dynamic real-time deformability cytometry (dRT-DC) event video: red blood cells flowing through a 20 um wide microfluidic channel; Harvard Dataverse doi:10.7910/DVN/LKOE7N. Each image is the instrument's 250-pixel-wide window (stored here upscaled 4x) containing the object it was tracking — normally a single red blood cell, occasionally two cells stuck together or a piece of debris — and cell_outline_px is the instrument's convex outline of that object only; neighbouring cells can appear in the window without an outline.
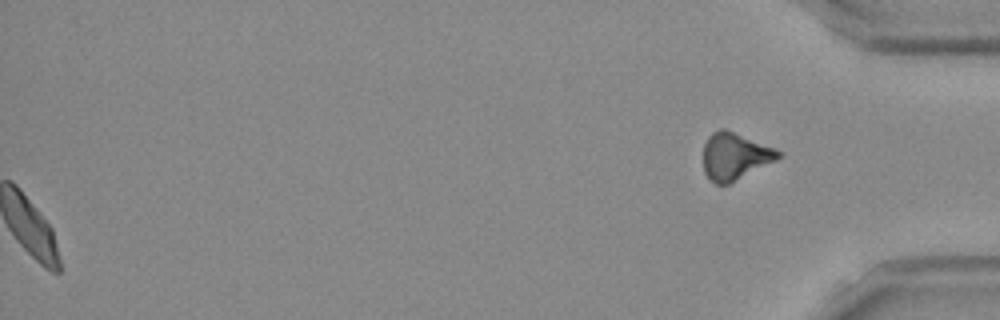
{"species": "Egyptian fruit bat (a non-hibernating species)", "species_latin": "Rousettus aegyptiacus", "temperature_condition": "room temperature", "stored_images_in_passage": 53, "segment_of_instrument_passage": [2, 2], "camera_frame_rate_fps": 3000, "um_per_image_px": 0.085, "frame": {"image": 1, "passage_image": 53, "time_ms": 17.333, "image_size_px": [1000, 320], "cell_outline_px": [[780, 156], [776, 160], [728, 184], [716, 184], [704, 172], [704, 144], [708, 136], [712, 132], [720, 128], [724, 128], [776, 148], [780, 152]], "centroid_in_image_um": [62.45, 13.26], "position_along_channel_um": 372.8, "area_um2": 20.29}}